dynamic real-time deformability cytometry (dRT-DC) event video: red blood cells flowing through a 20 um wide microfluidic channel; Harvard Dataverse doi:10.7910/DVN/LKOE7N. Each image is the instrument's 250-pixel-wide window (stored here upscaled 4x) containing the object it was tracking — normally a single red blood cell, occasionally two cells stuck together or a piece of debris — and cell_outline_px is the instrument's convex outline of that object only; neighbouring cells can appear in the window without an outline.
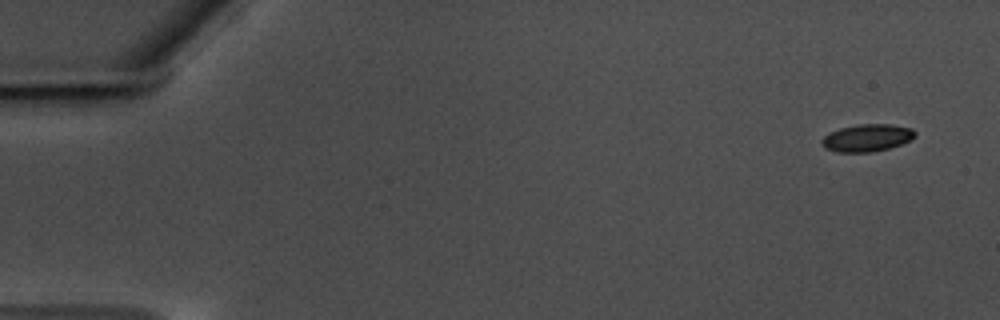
{"species": "common noctule bat (a hibernating species)", "species_latin": "Nyctalus noctula", "temperature_condition": "warm", "stored_images_in_passage": 10, "camera_frame_rate_fps": 3000, "um_per_image_px": 0.085, "animal": {"sex": "male", "body_mass_g": 17.5, "forearm_length_mm": 52.3}, "frame": {"image": 1, "passage_image": 1, "time_ms": 0.0, "image_size_px": [1000, 320], "cell_outline_px": [[916, 136], [900, 144], [888, 148], [872, 152], [836, 152], [824, 148], [820, 144], [820, 140], [824, 136], [840, 128], [860, 124], [892, 124], [912, 128], [916, 132]], "centroid_in_image_um": [73.67, 11.72], "position_along_channel_um": 11.3, "area_um2": 14.85}}